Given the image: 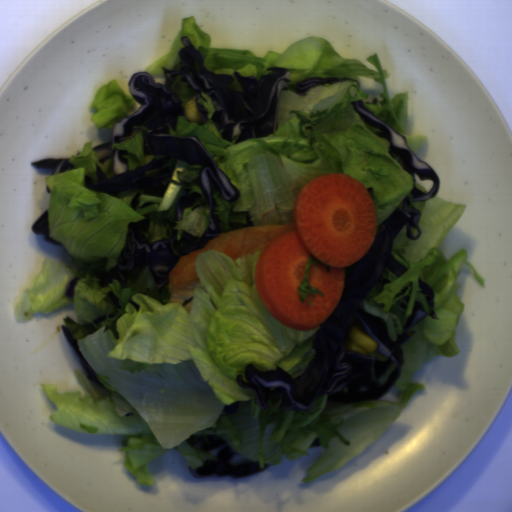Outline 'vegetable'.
Returning <instances> with one entry per match:
<instances>
[{"label": "vegetable", "mask_w": 512, "mask_h": 512, "mask_svg": "<svg viewBox=\"0 0 512 512\" xmlns=\"http://www.w3.org/2000/svg\"><path fill=\"white\" fill-rule=\"evenodd\" d=\"M182 75H179L172 84V89L176 92L181 100V106L185 109L190 100L195 101V91H193L187 82L181 81Z\"/></svg>", "instance_id": "vegetable-6"}, {"label": "vegetable", "mask_w": 512, "mask_h": 512, "mask_svg": "<svg viewBox=\"0 0 512 512\" xmlns=\"http://www.w3.org/2000/svg\"><path fill=\"white\" fill-rule=\"evenodd\" d=\"M184 36L202 53L206 69L232 76L229 89L241 92L235 71L258 79L270 74L268 68L283 67L291 75L280 94L274 133L240 143L225 140L212 121L217 103L202 92L197 102L207 111L206 124L190 122L184 115L177 117L176 130L169 129L177 137H197L236 187L238 199L226 202L212 182L222 234L230 232V222L245 224V216L231 215L232 208L248 212L254 227L294 224L295 200L307 182L327 174H347L366 190L373 187L376 229L403 207L406 198L420 211L419 238L408 239L405 225L392 243L391 254L406 272L397 277L385 267L382 275L390 282L377 281L372 286L362 305L364 312L383 319L395 342L416 302L430 314L418 285L421 279L432 289L437 319L428 315L412 327L413 336L401 348V374L377 400L328 401L325 393L305 411L282 407L281 398L275 404L268 400V409H261L256 393L240 387L237 375L252 364L262 371L279 366L293 378L299 377L315 353L312 344L321 324L300 330L272 317L256 286L255 267L263 250L236 260L217 250L198 254L199 283L189 311L182 304L169 303V283L157 288L146 266L130 287L114 279L100 286L94 272L98 266L106 272L116 266L129 223L146 218V212L172 220L183 196L201 195L202 165L171 158L151 169L147 175L160 178L167 189L163 197L140 194L134 210L131 201L139 188L121 191L118 197L88 189L86 175L96 179V164L108 178L114 176L112 159L102 165L92 149L93 140L69 158L75 169L46 179L48 235L61 243L72 260L43 261L31 287L15 304V319L23 323L35 314L74 308L77 321L66 315L64 324L108 391L95 396L83 375L73 369L89 396L78 391L58 394L56 384H40L56 407L48 418L76 432L123 435L118 451L123 452L124 467L137 483L154 486L148 464L170 449L179 450L194 470L216 460L187 443L192 435L219 436L262 469L285 458L310 456L308 451L319 437L324 451L301 479L308 483L345 465L391 427L424 389L413 384L412 377L426 362L457 356L455 332L465 308L458 296L457 277L463 264L485 289L484 279L468 261V250L461 249L450 260L441 250L466 207L435 195L413 202V176L388 152L390 143L377 135L380 129L353 109L352 102L362 101L405 137L414 155L426 143L425 135L407 136V92L390 100L386 83L390 72L378 53L366 60L374 70L355 58H342L323 37L302 39L282 52L269 50L263 57L249 49L213 48V37L197 26L193 15L182 19L168 53L146 72L164 77L163 67L174 68L180 62ZM316 76L358 83L361 77L374 78L383 86V99L368 101V93L355 82H335L311 88L304 96L296 94L295 82ZM75 277L79 280L73 299H68V282ZM110 290L121 305L113 317L109 316L113 306L106 301ZM405 296L410 300L404 311L399 304ZM105 315V322L94 324ZM237 402L236 412H223L226 405Z\"/></svg>", "instance_id": "vegetable-1"}, {"label": "vegetable", "mask_w": 512, "mask_h": 512, "mask_svg": "<svg viewBox=\"0 0 512 512\" xmlns=\"http://www.w3.org/2000/svg\"><path fill=\"white\" fill-rule=\"evenodd\" d=\"M312 264H321L322 266H324L325 270L328 273L331 272L330 266L328 264L321 262L320 260H318L317 258H315L314 256H312L310 254V256L307 260V263L305 265L304 278L298 287V292H299L300 300L302 303L306 300V298L308 297L309 294L312 295L313 297L315 296V294H318L321 297L325 296L324 293L321 292L319 289H316V288L310 286L309 275H310V269H311Z\"/></svg>", "instance_id": "vegetable-5"}, {"label": "vegetable", "mask_w": 512, "mask_h": 512, "mask_svg": "<svg viewBox=\"0 0 512 512\" xmlns=\"http://www.w3.org/2000/svg\"><path fill=\"white\" fill-rule=\"evenodd\" d=\"M175 224L173 228L177 233V241L182 238L183 233H189L196 238L203 237L210 224L208 205L195 209L190 207L183 209L181 219L175 221Z\"/></svg>", "instance_id": "vegetable-3"}, {"label": "vegetable", "mask_w": 512, "mask_h": 512, "mask_svg": "<svg viewBox=\"0 0 512 512\" xmlns=\"http://www.w3.org/2000/svg\"><path fill=\"white\" fill-rule=\"evenodd\" d=\"M367 356L374 357L376 359L387 361L388 357L384 356L377 348L374 351L367 352Z\"/></svg>", "instance_id": "vegetable-9"}, {"label": "vegetable", "mask_w": 512, "mask_h": 512, "mask_svg": "<svg viewBox=\"0 0 512 512\" xmlns=\"http://www.w3.org/2000/svg\"><path fill=\"white\" fill-rule=\"evenodd\" d=\"M136 105L135 98L114 79L97 89L89 109H95L91 119L98 129H113L116 122L134 113Z\"/></svg>", "instance_id": "vegetable-2"}, {"label": "vegetable", "mask_w": 512, "mask_h": 512, "mask_svg": "<svg viewBox=\"0 0 512 512\" xmlns=\"http://www.w3.org/2000/svg\"><path fill=\"white\" fill-rule=\"evenodd\" d=\"M397 365L392 364V366L385 372V374L379 378L378 382L379 384H384L387 382V380L390 378V376L393 374V372L396 370Z\"/></svg>", "instance_id": "vegetable-8"}, {"label": "vegetable", "mask_w": 512, "mask_h": 512, "mask_svg": "<svg viewBox=\"0 0 512 512\" xmlns=\"http://www.w3.org/2000/svg\"><path fill=\"white\" fill-rule=\"evenodd\" d=\"M145 135L143 131H139L134 137L126 139L124 144H114L115 149L119 151H126L127 155L122 156L128 160L129 171H135L143 165H147L153 160H160L167 155H148L144 154Z\"/></svg>", "instance_id": "vegetable-4"}, {"label": "vegetable", "mask_w": 512, "mask_h": 512, "mask_svg": "<svg viewBox=\"0 0 512 512\" xmlns=\"http://www.w3.org/2000/svg\"><path fill=\"white\" fill-rule=\"evenodd\" d=\"M168 226L157 222H150L149 231L146 233V237L150 242H157L160 239H166Z\"/></svg>", "instance_id": "vegetable-7"}]
</instances>
